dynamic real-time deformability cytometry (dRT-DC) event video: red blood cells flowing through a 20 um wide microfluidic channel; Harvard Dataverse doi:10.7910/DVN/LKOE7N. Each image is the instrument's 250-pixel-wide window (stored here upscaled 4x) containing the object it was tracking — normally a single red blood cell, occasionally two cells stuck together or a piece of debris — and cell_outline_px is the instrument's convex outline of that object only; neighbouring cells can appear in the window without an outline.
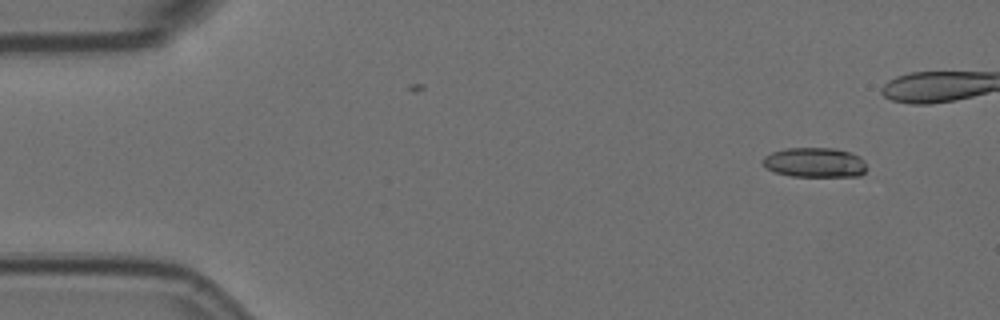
{"species": "Egyptian fruit bat (a non-hibernating species)", "species_latin": "Rousettus aegyptiacus", "temperature_condition": "room temperature", "stored_images_in_passage": 2, "camera_frame_rate_fps": 3000, "um_per_image_px": 0.085, "animal": {"sex": "female"}, "frame": {"image": 1, "passage_image": 2, "time_ms": 0.333, "image_size_px": [1000, 320], "cell_outline_px": [[868, 168], [860, 176], [792, 176], [776, 172], [768, 168], [760, 160], [764, 156], [772, 152], [784, 148], [836, 148], [852, 152], [860, 156], [864, 160]], "centroid_in_image_um": [69.3, 13.8], "position_along_channel_um": 15.7, "area_um2": 18.21}}